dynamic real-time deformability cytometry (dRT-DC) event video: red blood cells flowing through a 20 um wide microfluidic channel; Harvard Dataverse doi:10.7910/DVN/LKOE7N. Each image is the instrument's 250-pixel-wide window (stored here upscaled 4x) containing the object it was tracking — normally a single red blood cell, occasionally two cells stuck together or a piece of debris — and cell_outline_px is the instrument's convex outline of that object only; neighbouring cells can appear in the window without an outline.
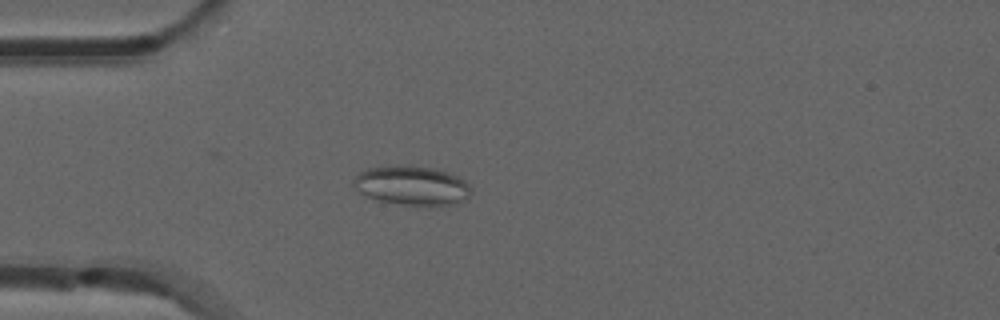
{"species": "common noctule bat (a hibernating species)", "species_latin": "Nyctalus noctula", "temperature_condition": "room temperature", "stored_images_in_passage": 52, "camera_frame_rate_fps": 3000, "um_per_image_px": 0.085, "animal": {"sex": "male", "forearm_length_mm": 52.5}, "frame": {"image": 1, "passage_image": 14, "time_ms": 4.333, "image_size_px": [1000, 320], "cell_outline_px": [[472, 192], [468, 200], [452, 204], [400, 204], [380, 200], [368, 196], [352, 188], [352, 180], [360, 172], [368, 168], [408, 164], [440, 168], [464, 180], [472, 188]], "centroid_in_image_um": [35.03, 15.73], "position_along_channel_um": 50.0, "area_um2": 27.05}}
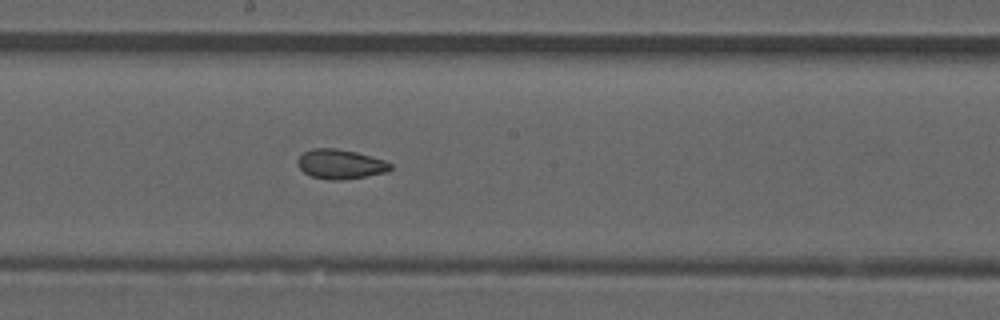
{"frame": {"image": 2, "passage_image": 28, "time_ms": 9.0, "image_size_px": [1000, 320], "cell_outline_px": [[392, 168], [388, 172], [340, 180], [328, 180], [312, 176], [304, 172], [296, 164], [296, 160], [304, 152], [312, 148], [336, 148], [356, 152], [384, 160], [392, 164]], "centroid_in_image_um": [28.92, 13.95], "position_along_channel_um": 219.3, "area_um2": 15.95}}
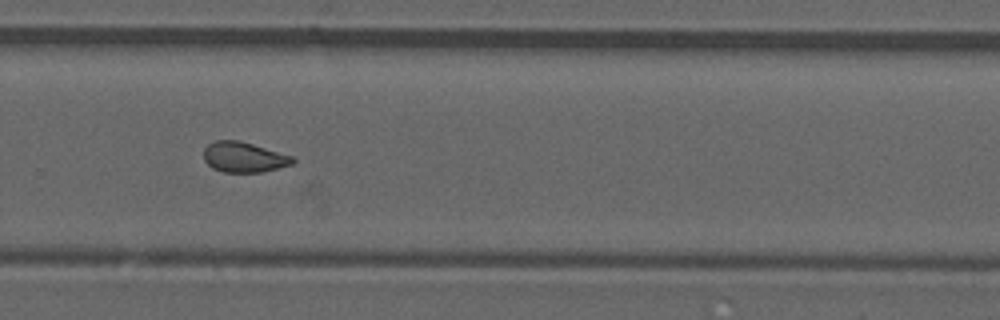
{"frame": {"image": 3, "passage_image": 35, "time_ms": 11.333, "image_size_px": [1000, 320], "cell_outline_px": [[296, 160], [292, 164], [260, 172], [224, 172], [212, 168], [204, 160], [204, 148], [208, 144], [216, 140], [240, 140], [292, 156]], "centroid_in_image_um": [20.7, 13.35], "position_along_channel_um": 309.1, "area_um2": 15.61}, "authors_computed_cell_mechanics": {"area_um2": 16.2129, "velocity_mm_per_s": 3.8652, "shape_relaxation_time_tau1_ms": null, "shape_relaxation_time_tau2_ms": 2.1293, "deformation_change_tau1": null, "deformation_change_tau2": 0.0806}}